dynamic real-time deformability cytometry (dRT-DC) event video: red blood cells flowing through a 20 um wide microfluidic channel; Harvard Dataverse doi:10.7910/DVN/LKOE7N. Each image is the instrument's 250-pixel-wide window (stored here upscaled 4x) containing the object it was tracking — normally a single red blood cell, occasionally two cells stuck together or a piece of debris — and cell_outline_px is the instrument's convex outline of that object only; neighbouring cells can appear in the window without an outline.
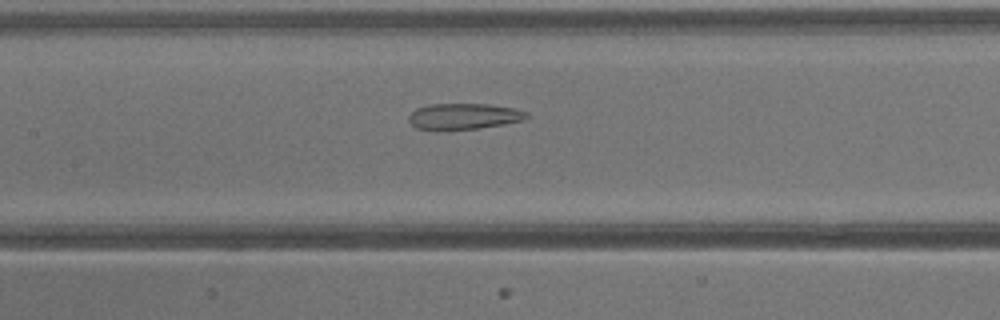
{"species": "common noctule bat (a hibernating species)", "species_latin": "Nyctalus noctula", "temperature_condition": "warm", "stored_images_in_passage": 40, "camera_frame_rate_fps": 3000, "um_per_image_px": 0.085, "animal": {"sex": "male", "body_mass_g": 13.3}, "frame": {"image": 1, "passage_image": 19, "time_ms": 6.0, "image_size_px": [1000, 320], "cell_outline_px": [[528, 116], [524, 120], [504, 124], [480, 128], [416, 128], [408, 120], [408, 116], [416, 108], [428, 104], [484, 104], [516, 108], [528, 112]], "centroid_in_image_um": [39.46, 9.86], "position_along_channel_um": 167.9, "area_um2": 17.46}}
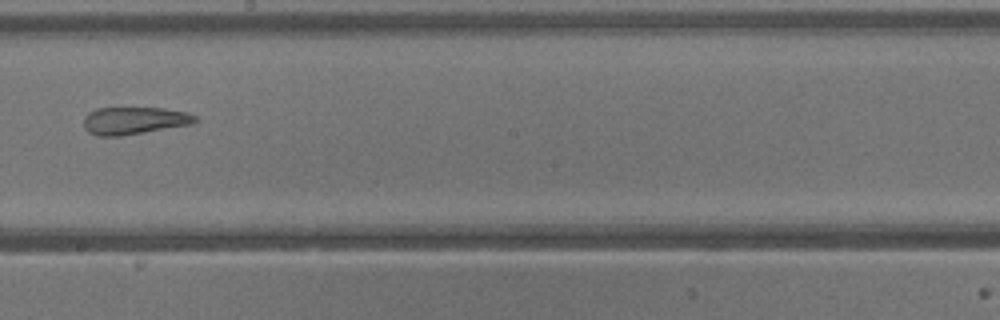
{"frame": {"image": 2, "passage_image": 23, "time_ms": 7.333, "image_size_px": [1000, 320], "cell_outline_px": [[196, 120], [192, 124], [120, 136], [96, 136], [88, 132], [84, 128], [84, 116], [88, 112], [96, 108], [164, 108], [188, 112], [196, 116]], "centroid_in_image_um": [11.37, 10.25], "position_along_channel_um": 236.8, "area_um2": 17.86}}
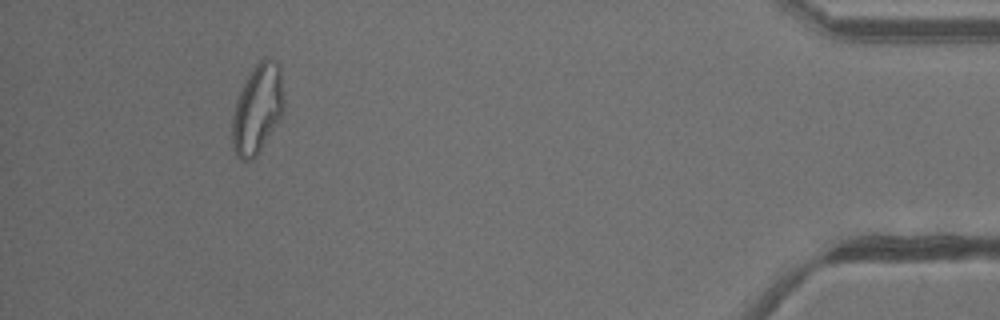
{"frame": {"image": 3, "passage_image": 37, "time_ms": 12.0, "image_size_px": [1000, 320], "cell_outline_px": [[284, 112], [256, 156], [252, 160], [240, 160], [236, 156], [232, 148], [232, 116], [236, 100], [248, 76], [256, 64], [264, 56], [276, 64], [280, 68], [284, 100]], "centroid_in_image_um": [21.87, 9.3], "position_along_channel_um": 413.3, "area_um2": 26.7}}